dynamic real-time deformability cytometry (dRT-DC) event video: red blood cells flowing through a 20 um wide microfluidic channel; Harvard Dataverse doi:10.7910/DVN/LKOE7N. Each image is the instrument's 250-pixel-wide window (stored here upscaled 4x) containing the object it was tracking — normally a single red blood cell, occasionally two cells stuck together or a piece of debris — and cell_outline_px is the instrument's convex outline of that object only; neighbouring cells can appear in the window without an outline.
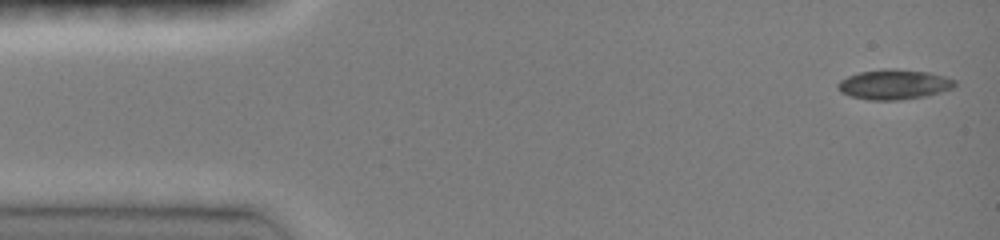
{"species": "common noctule bat (a hibernating species)", "species_latin": "Nyctalus noctula", "temperature_condition": "room temperature", "stored_images_in_passage": 25, "camera_frame_rate_fps": 3000, "um_per_image_px": 0.085, "animal": {"sex": "female", "body_mass_g": 19.0, "forearm_length_mm": 51.5}, "frame": {"image": 1, "passage_image": 1, "time_ms": 0.0, "image_size_px": [1000, 240], "cell_outline_px": [[956, 84], [952, 88], [940, 92], [924, 96], [900, 100], [868, 100], [852, 96], [840, 92], [836, 88], [836, 84], [840, 80], [848, 76], [860, 72], [884, 68], [892, 68], [928, 72], [944, 76], [956, 80]], "centroid_in_image_um": [75.96, 7.17], "position_along_channel_um": 9.0, "area_um2": 20.46}}
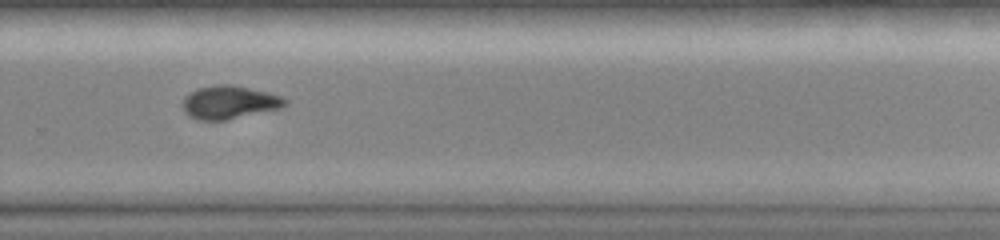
{"frame": {"image": 2, "passage_image": 15, "time_ms": 10.0, "image_size_px": [1000, 240], "cell_outline_px": [[288, 104], [280, 108], [224, 120], [196, 120], [188, 116], [184, 112], [184, 96], [196, 88], [216, 84], [228, 84], [268, 92], [280, 96], [288, 100]], "centroid_in_image_um": [19.46, 8.69], "position_along_channel_um": 310.3, "area_um2": 19.71}}
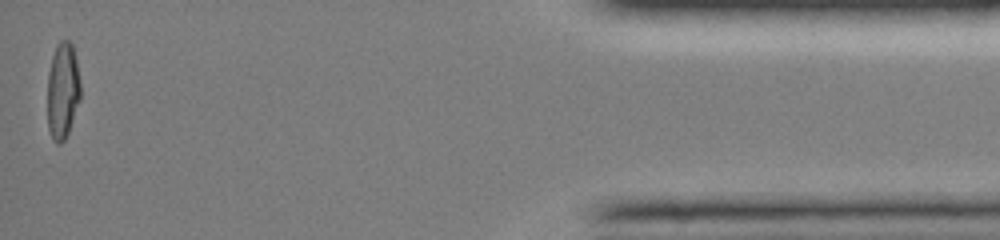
{"frame": {"image": 3, "passage_image": 25, "time_ms": 14.667, "image_size_px": [1000, 240], "cell_outline_px": [[80, 100], [68, 132], [64, 140], [60, 144], [56, 144], [52, 140], [48, 128], [48, 72], [52, 56], [56, 44], [60, 40], [68, 40], [72, 44], [76, 60], [80, 80]], "centroid_in_image_um": [5.32, 7.71], "position_along_channel_um": 429.9, "area_um2": 18.67}, "authors_computed_cell_mechanics": {"area_um2": 19.8254, "velocity_mm_per_s": 4.1183, "shape_relaxation_time_tau1_ms": null, "shape_relaxation_time_tau2_ms": 3.2288, "deformation_change_tau1": null, "deformation_change_tau2": 0.0607}}